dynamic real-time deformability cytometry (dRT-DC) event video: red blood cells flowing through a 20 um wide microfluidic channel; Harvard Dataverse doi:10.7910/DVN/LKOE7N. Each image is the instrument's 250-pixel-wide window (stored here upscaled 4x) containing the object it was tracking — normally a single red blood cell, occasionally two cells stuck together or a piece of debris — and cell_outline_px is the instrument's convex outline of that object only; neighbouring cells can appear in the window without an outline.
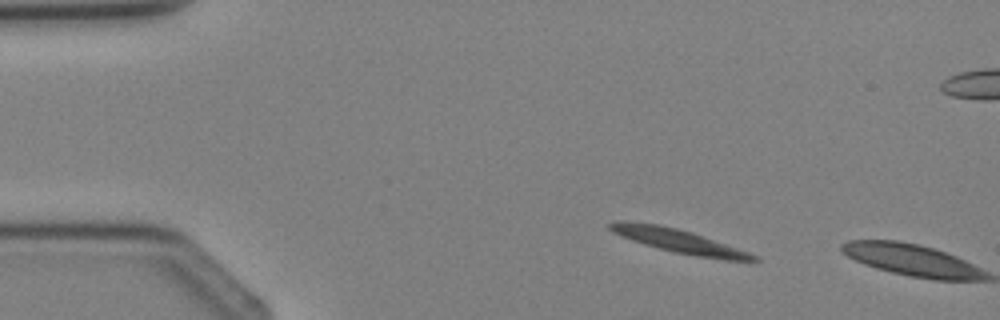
{"species": "Egyptian fruit bat (a non-hibernating species)", "species_latin": "Rousettus aegyptiacus", "temperature_condition": "cold", "stored_images_in_passage": 2, "camera_frame_rate_fps": 3000, "um_per_image_px": 0.085, "animal": {"sex": "female"}, "frame": {"image": 1, "passage_image": 1, "time_ms": 0.0, "image_size_px": [1000, 320], "cell_outline_px": [[760, 260], [724, 260], [696, 256], [676, 252], [644, 244], [620, 236], [612, 232], [608, 228], [608, 224], [620, 220], [628, 220], [656, 224], [676, 228], [692, 232], [760, 256]], "centroid_in_image_um": [57.67, 20.47], "position_along_channel_um": 27.3, "area_um2": 19.65}}